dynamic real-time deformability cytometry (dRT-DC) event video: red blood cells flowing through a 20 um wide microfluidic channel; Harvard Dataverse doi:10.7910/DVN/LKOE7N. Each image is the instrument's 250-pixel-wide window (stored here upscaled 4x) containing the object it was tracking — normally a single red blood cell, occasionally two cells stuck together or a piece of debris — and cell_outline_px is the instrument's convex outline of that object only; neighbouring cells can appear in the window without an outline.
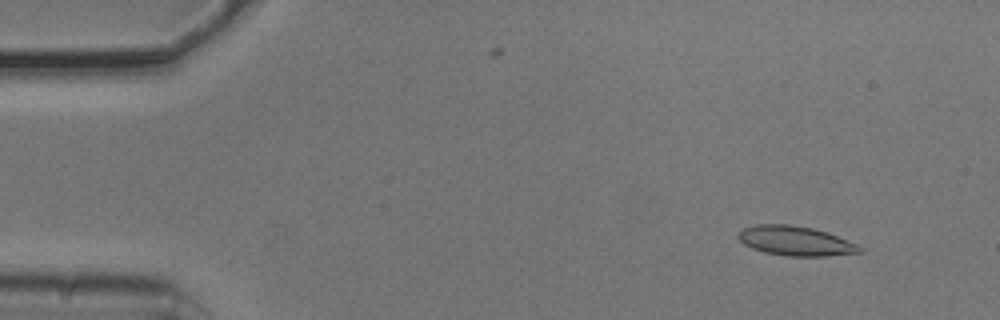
{"species": "common noctule bat (a hibernating species)", "species_latin": "Nyctalus noctula", "temperature_condition": "cold", "stored_images_in_passage": 5, "camera_frame_rate_fps": 3000, "um_per_image_px": 0.085, "animal": {"sex": "male", "body_mass_g": 20.5, "forearm_length_mm": 52.5}, "frame": {"image": 1, "passage_image": 2, "time_ms": 0.333, "image_size_px": [1000, 320], "cell_outline_px": [[864, 252], [828, 256], [788, 256], [764, 252], [752, 248], [744, 244], [736, 236], [736, 232], [744, 228], [756, 224], [788, 224], [812, 228], [828, 232], [860, 244], [864, 248]], "centroid_in_image_um": [67.66, 20.48], "position_along_channel_um": 17.3, "area_um2": 21.27}}
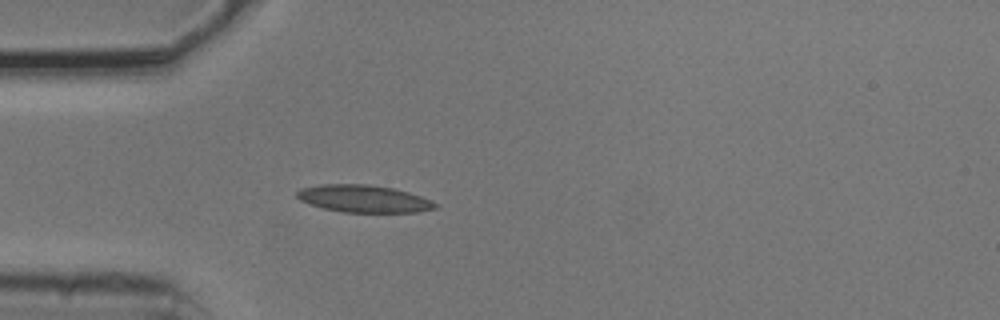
{"frame": {"image": 2, "passage_image": 5, "time_ms": 1.333, "image_size_px": [1000, 320], "cell_outline_px": [[440, 204], [436, 208], [416, 212], [344, 212], [324, 208], [300, 200], [296, 196], [296, 192], [300, 188], [320, 184], [368, 184], [392, 188], [408, 192], [432, 200]], "centroid_in_image_um": [30.93, 16.88], "position_along_channel_um": 54.1, "area_um2": 21.96}}